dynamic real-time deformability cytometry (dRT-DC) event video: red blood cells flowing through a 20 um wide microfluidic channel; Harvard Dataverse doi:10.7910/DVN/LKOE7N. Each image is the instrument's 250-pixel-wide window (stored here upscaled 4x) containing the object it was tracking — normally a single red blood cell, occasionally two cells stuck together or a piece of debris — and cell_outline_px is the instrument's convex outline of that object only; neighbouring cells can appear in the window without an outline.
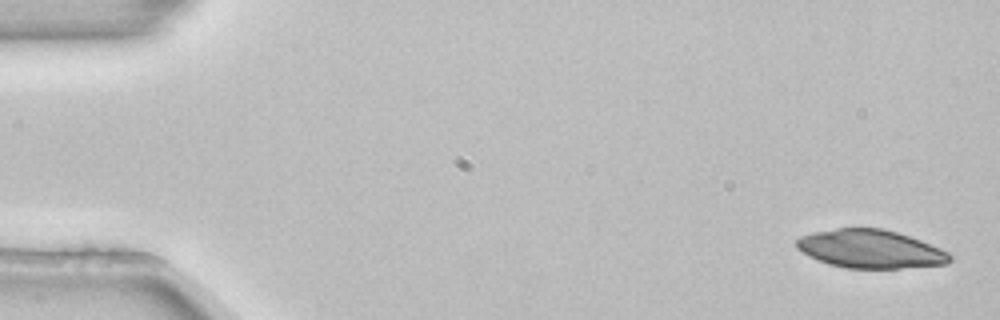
{"species": "common noctule bat (a hibernating species)", "species_latin": "Nyctalus noctula", "temperature_condition": "room temperature", "stored_images_in_passage": 6, "camera_frame_rate_fps": 3000, "um_per_image_px": 0.085, "animal": {"sex": "female", "body_mass_g": 22.7, "forearm_length_mm": 54.2}, "frame": {"image": 1, "passage_image": 1, "time_ms": 0.0, "image_size_px": [1000, 320], "cell_outline_px": [[952, 260], [948, 264], [900, 268], [848, 268], [828, 264], [808, 256], [796, 248], [796, 240], [800, 236], [812, 232], [836, 228], [884, 228], [920, 240], [940, 248], [948, 252], [952, 256]], "centroid_in_image_um": [73.97, 21.16], "position_along_channel_um": 11.0, "area_um2": 34.33}}